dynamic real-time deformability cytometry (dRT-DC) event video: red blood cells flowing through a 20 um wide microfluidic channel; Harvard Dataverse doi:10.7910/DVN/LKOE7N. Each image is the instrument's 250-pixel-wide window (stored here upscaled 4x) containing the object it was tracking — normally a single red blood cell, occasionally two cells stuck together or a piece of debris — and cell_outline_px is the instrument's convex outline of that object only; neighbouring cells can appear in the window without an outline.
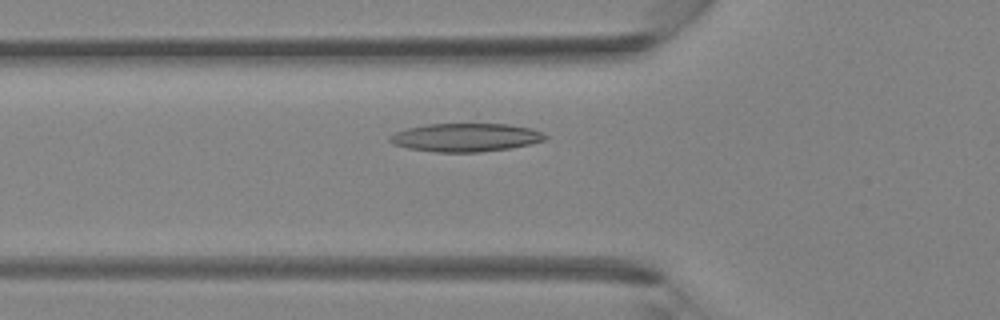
{"species": "Egyptian fruit bat (a non-hibernating species)", "species_latin": "Rousettus aegyptiacus", "temperature_condition": "room temperature", "stored_images_in_passage": 35, "camera_frame_rate_fps": 3000, "um_per_image_px": 0.085, "animal": {"sex": "female"}, "frame": {"image": 1, "passage_image": 9, "time_ms": 2.667, "image_size_px": [1000, 320], "cell_outline_px": [[548, 136], [544, 140], [532, 144], [512, 148], [480, 152], [436, 152], [408, 148], [392, 144], [388, 140], [388, 136], [396, 132], [408, 128], [428, 124], [508, 124], [532, 128], [544, 132]], "centroid_in_image_um": [39.62, 11.68], "position_along_channel_um": 86.2, "area_um2": 25.84}}
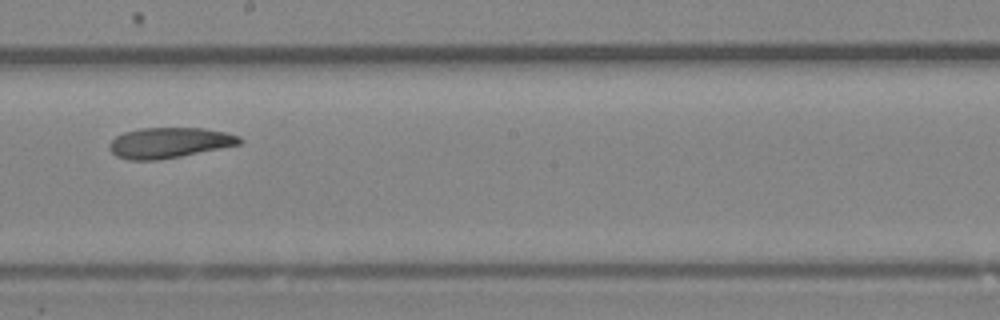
{"frame": {"image": 2, "passage_image": 18, "time_ms": 5.667, "image_size_px": [1000, 320], "cell_outline_px": [[244, 140], [240, 144], [180, 156], [156, 160], [128, 160], [116, 156], [108, 148], [108, 144], [116, 136], [124, 132], [140, 128], [204, 128], [228, 132], [240, 136]], "centroid_in_image_um": [14.39, 12.12], "position_along_channel_um": 233.8, "area_um2": 23.18}}
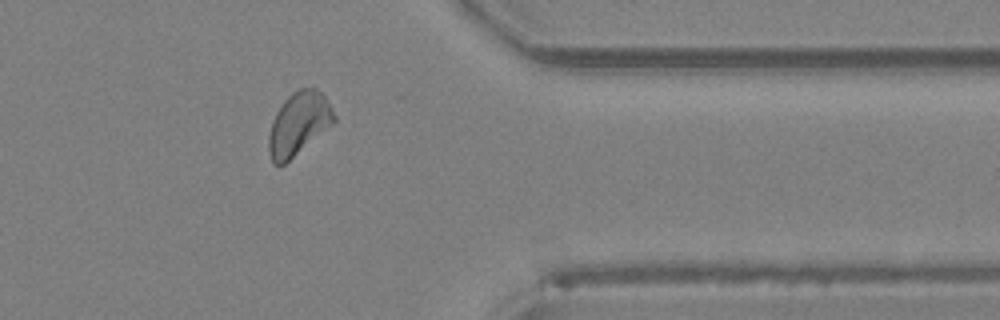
{"frame": {"image": 3, "passage_image": 28, "time_ms": 9.0, "image_size_px": [1000, 320], "cell_outline_px": [[336, 120], [332, 124], [284, 164], [272, 164], [268, 152], [268, 136], [272, 120], [276, 112], [284, 100], [292, 92], [300, 88], [316, 88], [324, 96], [332, 108], [336, 116]], "centroid_in_image_um": [25.36, 10.5], "position_along_channel_um": 386.0, "area_um2": 23.7}}